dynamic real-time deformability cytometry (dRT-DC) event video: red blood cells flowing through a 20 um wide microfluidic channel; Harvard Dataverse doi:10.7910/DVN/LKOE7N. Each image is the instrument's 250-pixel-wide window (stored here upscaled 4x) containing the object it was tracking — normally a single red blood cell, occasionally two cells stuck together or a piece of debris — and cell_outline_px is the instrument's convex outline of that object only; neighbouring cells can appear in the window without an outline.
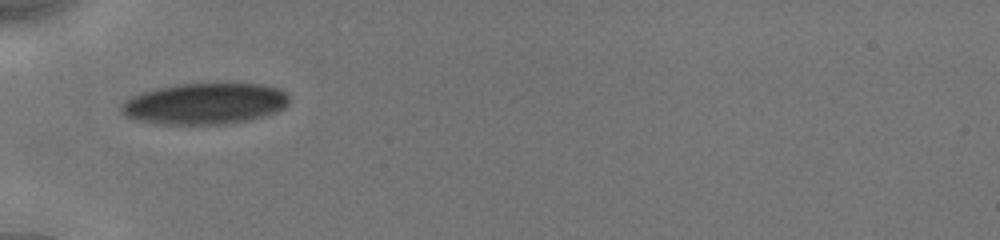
{"species": "human", "species_latin": "Homo sapiens", "temperature_condition": "cold", "stored_images_in_passage": 34, "camera_frame_rate_fps": 3000, "um_per_image_px": 0.085, "donor": {"sex": "male"}, "frame": {"image": 1, "passage_image": 1, "time_ms": 0.0, "image_size_px": [1000, 240], "cell_outline_px": [[288, 104], [284, 108], [276, 112], [264, 116], [248, 120], [224, 124], [160, 124], [140, 120], [128, 116], [120, 108], [120, 104], [124, 100], [140, 92], [156, 88], [176, 84], [260, 84], [276, 88], [284, 92], [288, 96]], "centroid_in_image_um": [17.4, 8.81], "position_along_channel_um": 67.6, "area_um2": 40.06}}
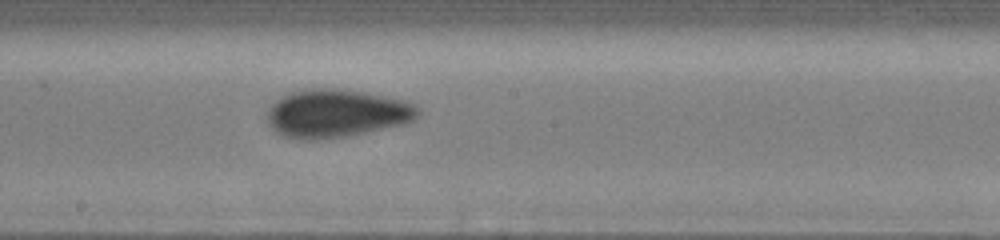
{"frame": {"image": 2, "passage_image": 20, "time_ms": 4.0, "image_size_px": [1000, 240], "cell_outline_px": [[420, 112], [412, 120], [404, 124], [344, 136], [316, 140], [300, 140], [284, 136], [276, 132], [268, 124], [264, 112], [280, 96], [288, 92], [304, 88], [336, 88], [408, 100], [416, 104], [420, 108]], "centroid_in_image_um": [28.54, 9.62], "position_along_channel_um": 219.7, "area_um2": 42.66}}
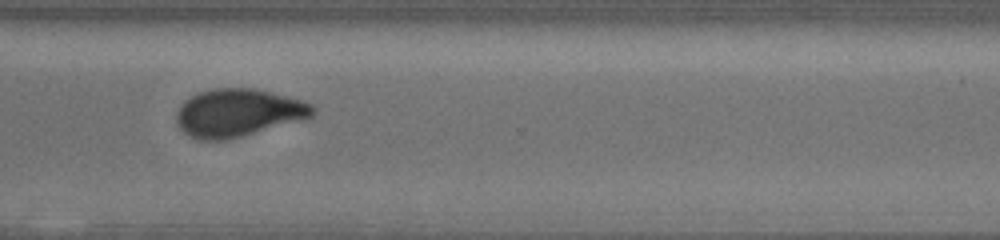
{"frame": {"image": 3, "passage_image": 33, "time_ms": 7.333, "image_size_px": [1000, 240], "cell_outline_px": [[316, 112], [312, 116], [300, 120], [228, 140], [196, 140], [184, 132], [176, 124], [176, 112], [180, 104], [184, 100], [200, 92], [212, 88], [256, 88], [304, 100], [312, 104], [316, 108]], "centroid_in_image_um": [20.23, 9.58], "position_along_channel_um": 350.4, "area_um2": 38.21}}